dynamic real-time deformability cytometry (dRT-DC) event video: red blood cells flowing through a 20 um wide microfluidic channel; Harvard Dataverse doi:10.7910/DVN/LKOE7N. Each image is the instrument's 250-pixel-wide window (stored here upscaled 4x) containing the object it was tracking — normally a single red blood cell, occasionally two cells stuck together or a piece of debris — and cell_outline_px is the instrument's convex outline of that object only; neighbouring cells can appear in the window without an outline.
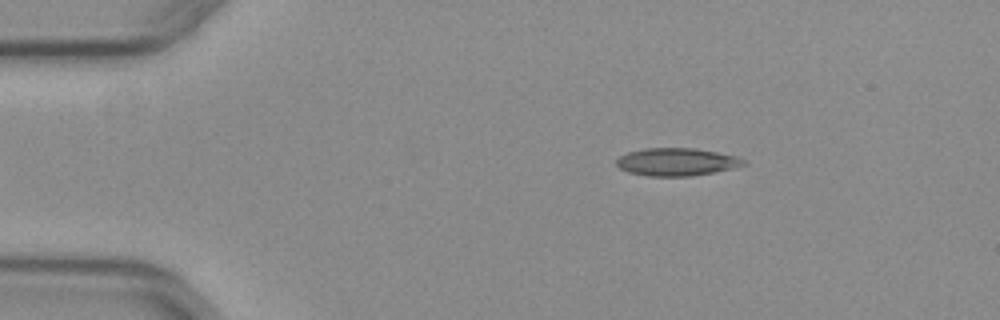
{"species": "common noctule bat (a hibernating species)", "species_latin": "Nyctalus noctula", "temperature_condition": "warm", "stored_images_in_passage": 45, "camera_frame_rate_fps": 3000, "um_per_image_px": 0.085, "animal": {"sex": "female", "body_mass_g": 29.2, "forearm_length_mm": 56.3}, "frame": {"image": 1, "passage_image": 2, "time_ms": 0.333, "image_size_px": [1000, 320], "cell_outline_px": [[748, 164], [712, 172], [692, 176], [648, 176], [628, 172], [620, 168], [616, 164], [616, 160], [620, 156], [628, 152], [644, 148], [692, 148], [716, 152], [736, 156], [744, 160]], "centroid_in_image_um": [57.48, 13.76], "position_along_channel_um": 27.5, "area_um2": 20.35}}
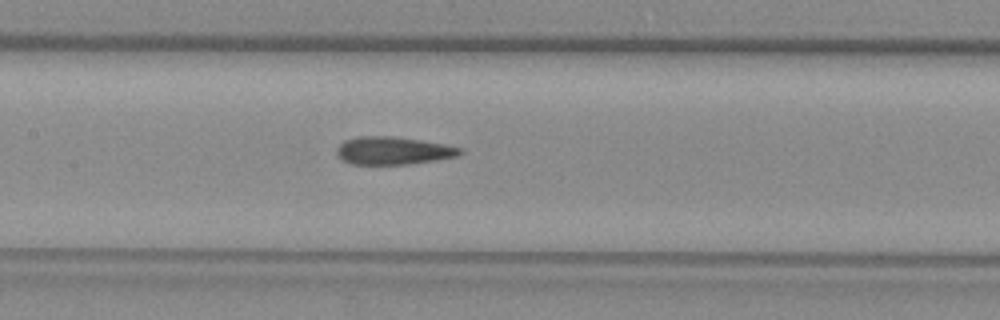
{"frame": {"image": 2, "passage_image": 18, "time_ms": 5.667, "image_size_px": [1000, 320], "cell_outline_px": [[464, 152], [456, 156], [436, 160], [408, 164], [352, 164], [336, 156], [336, 148], [344, 140], [360, 136], [392, 136], [420, 140], [444, 144], [464, 148]], "centroid_in_image_um": [33.42, 12.8], "position_along_channel_um": 174.0, "area_um2": 20.0}}
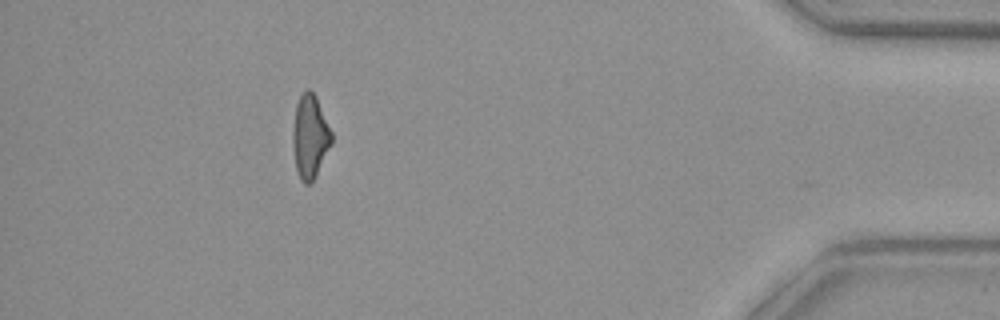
{"frame": {"image": 3, "passage_image": 40, "time_ms": 13.0, "image_size_px": [1000, 320], "cell_outline_px": [[332, 144], [316, 176], [308, 184], [304, 184], [300, 180], [296, 168], [292, 144], [292, 132], [296, 104], [300, 96], [308, 88], [316, 96], [332, 132]], "centroid_in_image_um": [26.35, 11.63], "position_along_channel_um": 408.9, "area_um2": 18.9}, "authors_computed_cell_mechanics": {"area_um2": 20.0566, "velocity_mm_per_s": 3.9741, "shape_relaxation_time_tau1_ms": null, "shape_relaxation_time_tau2_ms": 3.1062, "deformation_change_tau1": null, "deformation_change_tau2": 0.1167}}